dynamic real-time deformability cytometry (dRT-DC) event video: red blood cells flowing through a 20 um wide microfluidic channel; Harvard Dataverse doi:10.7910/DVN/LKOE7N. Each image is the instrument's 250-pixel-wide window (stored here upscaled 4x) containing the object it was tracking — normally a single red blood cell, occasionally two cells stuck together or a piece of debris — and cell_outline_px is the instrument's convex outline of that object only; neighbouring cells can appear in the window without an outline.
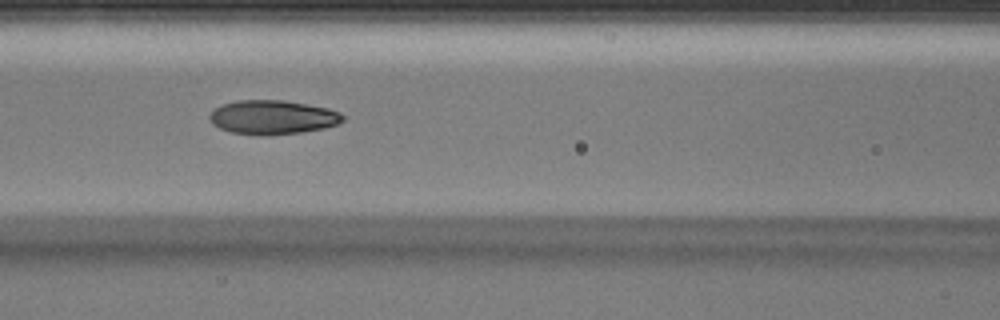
{"species": "Egyptian fruit bat (a non-hibernating species)", "species_latin": "Rousettus aegyptiacus", "temperature_condition": "warm", "stored_images_in_passage": 31, "camera_frame_rate_fps": 3000, "um_per_image_px": 0.085, "animal": {"sex": "male"}, "frame": {"image": 1, "passage_image": 7, "time_ms": 2.0, "image_size_px": [1000, 320], "cell_outline_px": [[344, 120], [336, 124], [324, 128], [300, 132], [260, 136], [232, 132], [220, 128], [212, 124], [208, 116], [220, 104], [236, 100], [284, 100], [328, 108], [340, 112], [344, 116]], "centroid_in_image_um": [23.15, 9.96], "position_along_channel_um": 143.5, "area_um2": 26.47}}
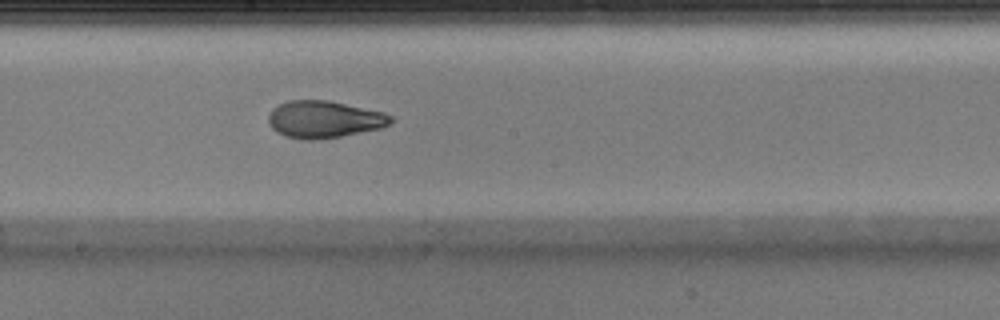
{"frame": {"image": 2, "passage_image": 12, "time_ms": 3.667, "image_size_px": [1000, 320], "cell_outline_px": [[392, 120], [388, 124], [380, 128], [320, 140], [304, 140], [284, 136], [276, 132], [272, 128], [268, 120], [268, 116], [272, 108], [288, 100], [328, 100], [384, 112], [392, 116]], "centroid_in_image_um": [27.51, 10.15], "position_along_channel_um": 220.7, "area_um2": 26.47}}
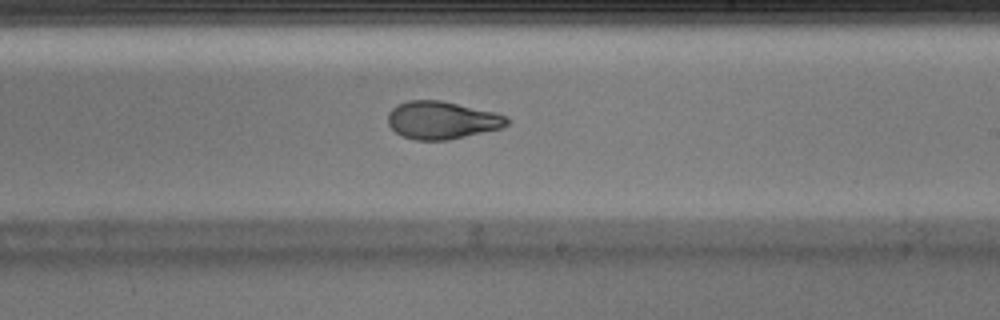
{"frame": {"image": 3, "passage_image": 14, "time_ms": 4.333, "image_size_px": [1000, 320], "cell_outline_px": [[512, 120], [508, 124], [500, 128], [448, 140], [416, 140], [404, 136], [396, 132], [388, 124], [388, 112], [396, 104], [408, 100], [440, 100], [496, 112], [508, 116]], "centroid_in_image_um": [37.57, 10.2], "position_along_channel_um": 251.4, "area_um2": 26.24}}